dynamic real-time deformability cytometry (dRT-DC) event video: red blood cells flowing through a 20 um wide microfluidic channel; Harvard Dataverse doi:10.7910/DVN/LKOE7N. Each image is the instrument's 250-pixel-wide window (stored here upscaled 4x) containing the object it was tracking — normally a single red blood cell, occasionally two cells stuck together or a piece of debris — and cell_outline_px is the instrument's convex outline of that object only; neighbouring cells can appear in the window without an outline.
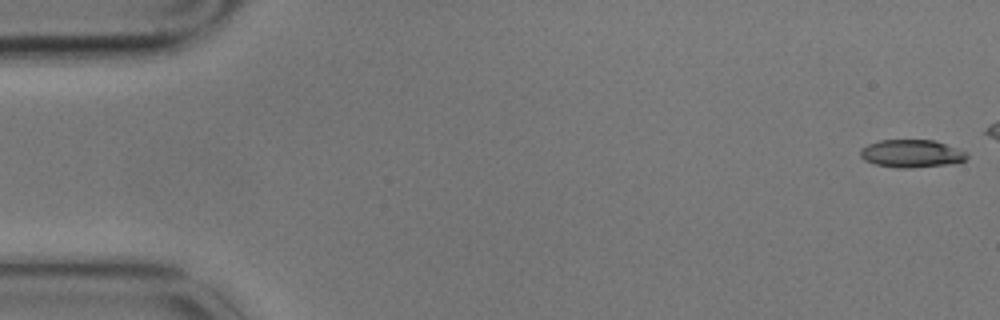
{"species": "common noctule bat (a hibernating species)", "species_latin": "Nyctalus noctula", "temperature_condition": "cold", "stored_images_in_passage": 7, "camera_frame_rate_fps": 3000, "um_per_image_px": 0.085, "animal": {"sex": "male", "body_mass_g": 17.9}, "frame": {"image": 1, "passage_image": 1, "time_ms": 0.0, "image_size_px": [1000, 320], "cell_outline_px": [[968, 156], [964, 160], [944, 164], [912, 168], [900, 168], [876, 164], [864, 160], [860, 156], [860, 148], [868, 144], [880, 140], [936, 140], [964, 152]], "centroid_in_image_um": [77.41, 13.04], "position_along_channel_um": 7.6, "area_um2": 16.94}}
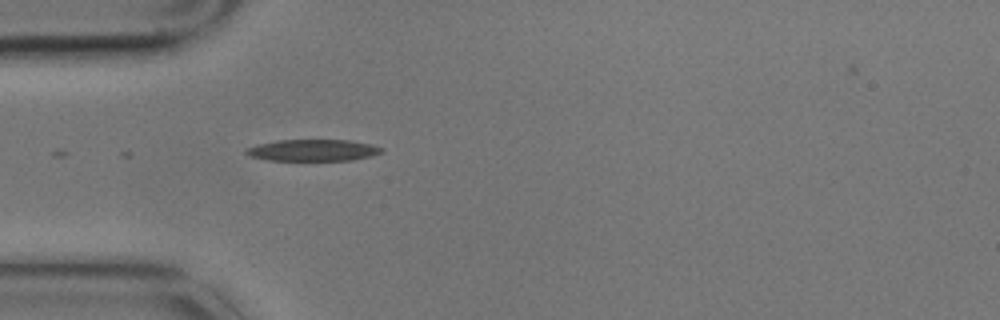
{"frame": {"image": 2, "passage_image": 7, "time_ms": 2.0, "image_size_px": [1000, 320], "cell_outline_px": [[384, 152], [372, 156], [352, 160], [268, 160], [252, 156], [244, 152], [244, 148], [256, 144], [280, 140], [348, 140], [372, 144], [384, 148]], "centroid_in_image_um": [26.63, 12.76], "position_along_channel_um": 58.4, "area_um2": 17.11}}